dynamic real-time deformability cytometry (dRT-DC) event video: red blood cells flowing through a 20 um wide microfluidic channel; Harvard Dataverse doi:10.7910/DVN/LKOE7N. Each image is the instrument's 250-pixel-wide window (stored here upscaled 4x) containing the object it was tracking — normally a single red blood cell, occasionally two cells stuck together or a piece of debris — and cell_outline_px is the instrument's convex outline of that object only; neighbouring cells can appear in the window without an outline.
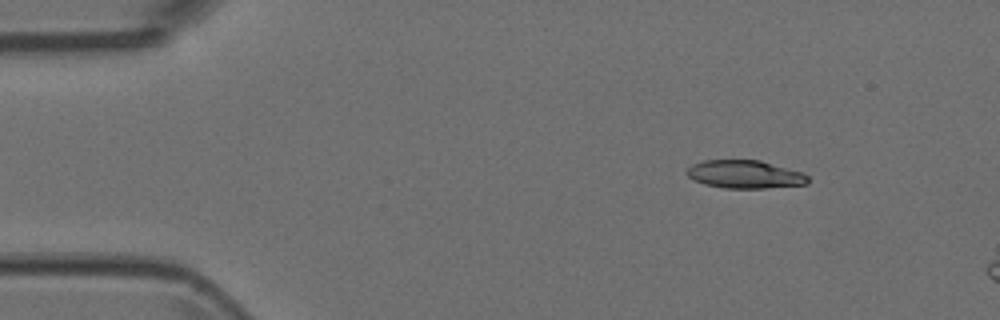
{"species": "Egyptian fruit bat (a non-hibernating species)", "species_latin": "Rousettus aegyptiacus", "temperature_condition": "room temperature", "stored_images_in_passage": 3, "camera_frame_rate_fps": 3000, "um_per_image_px": 0.085, "animal": {"sex": "female"}, "frame": {"image": 1, "passage_image": 1, "time_ms": 0.0, "image_size_px": [1000, 320], "cell_outline_px": [[808, 184], [764, 188], [724, 188], [704, 184], [688, 176], [684, 172], [692, 164], [704, 160], [760, 160], [804, 172], [808, 176]], "centroid_in_image_um": [63.33, 14.81], "position_along_channel_um": 21.7, "area_um2": 19.88}}